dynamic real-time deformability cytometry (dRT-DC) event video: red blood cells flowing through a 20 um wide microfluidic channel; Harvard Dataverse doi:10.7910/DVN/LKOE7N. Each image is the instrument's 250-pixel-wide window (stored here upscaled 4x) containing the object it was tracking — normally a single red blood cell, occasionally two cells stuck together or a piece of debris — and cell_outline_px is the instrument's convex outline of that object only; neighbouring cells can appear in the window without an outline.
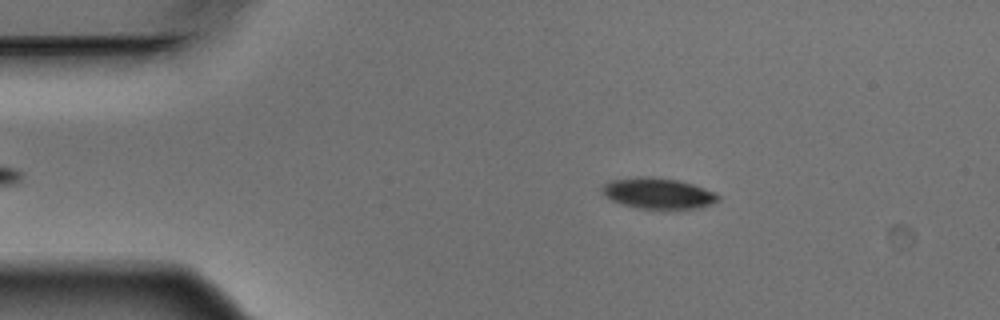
{"species": "Egyptian fruit bat (a non-hibernating species)", "species_latin": "Rousettus aegyptiacus", "temperature_condition": "warm", "stored_images_in_passage": 3, "camera_frame_rate_fps": 3000, "um_per_image_px": 0.085, "animal": {"sex": "male"}, "frame": {"image": 1, "passage_image": 2, "time_ms": 0.333, "image_size_px": [1000, 320], "cell_outline_px": [[720, 200], [696, 208], [640, 208], [624, 204], [612, 200], [604, 196], [600, 192], [600, 188], [608, 180], [636, 176], [652, 176], [680, 180], [716, 192], [720, 196]], "centroid_in_image_um": [55.89, 16.4], "position_along_channel_um": 29.1, "area_um2": 20.92}}